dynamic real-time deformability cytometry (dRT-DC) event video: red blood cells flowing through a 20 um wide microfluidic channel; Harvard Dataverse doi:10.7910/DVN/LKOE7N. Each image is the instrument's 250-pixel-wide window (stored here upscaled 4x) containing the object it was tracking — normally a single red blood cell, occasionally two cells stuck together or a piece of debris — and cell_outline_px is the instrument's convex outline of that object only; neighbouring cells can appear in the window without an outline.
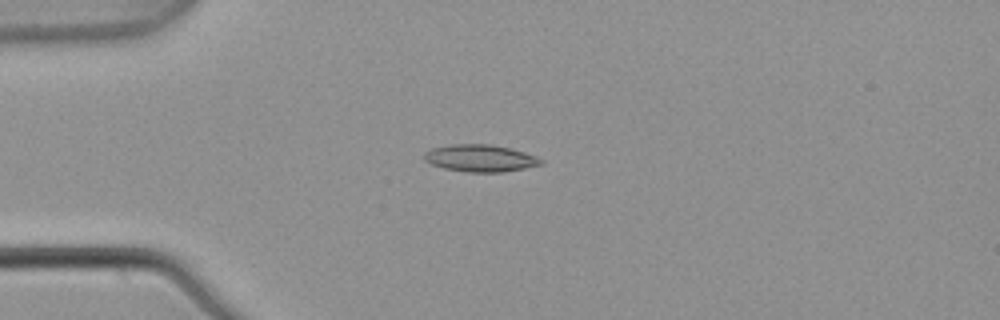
{"species": "common noctule bat (a hibernating species)", "species_latin": "Nyctalus noctula", "temperature_condition": "warm", "stored_images_in_passage": 4, "camera_frame_rate_fps": 3000, "um_per_image_px": 0.085, "animal": {"sex": "male", "body_mass_g": 21.5, "forearm_length_mm": 52.0}, "frame": {"image": 1, "passage_image": 4, "time_ms": 1.0, "image_size_px": [1000, 320], "cell_outline_px": [[544, 164], [504, 172], [468, 172], [444, 168], [432, 164], [424, 160], [424, 152], [432, 148], [448, 144], [492, 144], [512, 148], [536, 156], [544, 160]], "centroid_in_image_um": [40.84, 13.43], "position_along_channel_um": 44.2, "area_um2": 18.61}}